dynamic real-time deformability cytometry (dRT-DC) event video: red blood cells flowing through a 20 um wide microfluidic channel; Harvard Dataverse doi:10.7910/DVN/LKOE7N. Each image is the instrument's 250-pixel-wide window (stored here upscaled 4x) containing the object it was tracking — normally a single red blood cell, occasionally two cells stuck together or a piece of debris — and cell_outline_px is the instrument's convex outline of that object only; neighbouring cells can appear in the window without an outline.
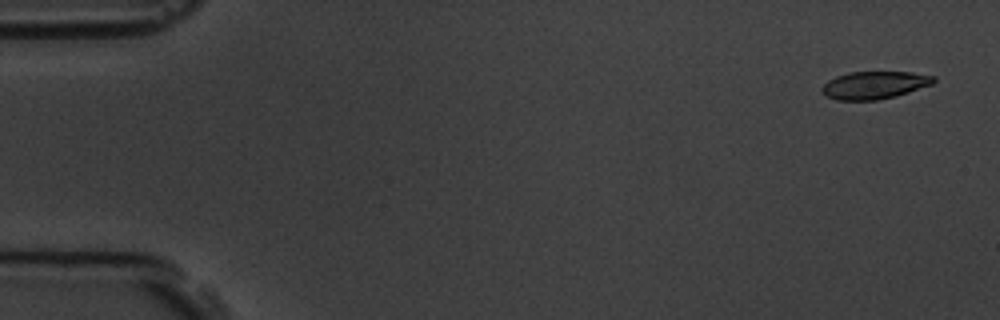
{"species": "common noctule bat (a hibernating species)", "species_latin": "Nyctalus noctula", "temperature_condition": "room temperature", "stored_images_in_passage": 5, "camera_frame_rate_fps": 3000, "um_per_image_px": 0.085, "animal": {"sex": "male", "body_mass_g": 19.5, "forearm_length_mm": 54.6}, "frame": {"image": 1, "passage_image": 1, "time_ms": 0.0, "image_size_px": [1000, 320], "cell_outline_px": [[936, 80], [932, 84], [896, 96], [876, 100], [836, 100], [828, 96], [820, 88], [828, 80], [836, 76], [848, 72], [912, 72], [936, 76]], "centroid_in_image_um": [74.34, 7.22], "position_along_channel_um": 10.7, "area_um2": 17.92}}
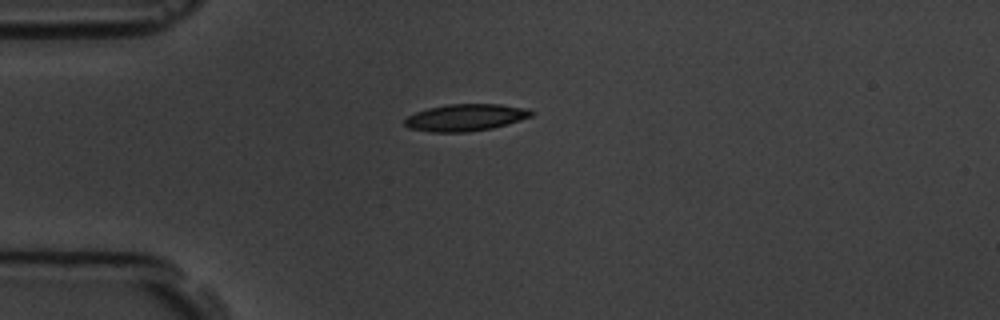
{"frame": {"image": 2, "passage_image": 4, "time_ms": 4.0, "image_size_px": [1000, 320], "cell_outline_px": [[536, 112], [532, 116], [508, 124], [492, 128], [468, 132], [432, 132], [408, 128], [404, 124], [404, 120], [408, 116], [416, 112], [428, 108], [448, 104], [500, 104], [528, 108]], "centroid_in_image_um": [39.6, 9.98], "position_along_channel_um": 45.4, "area_um2": 20.0}}